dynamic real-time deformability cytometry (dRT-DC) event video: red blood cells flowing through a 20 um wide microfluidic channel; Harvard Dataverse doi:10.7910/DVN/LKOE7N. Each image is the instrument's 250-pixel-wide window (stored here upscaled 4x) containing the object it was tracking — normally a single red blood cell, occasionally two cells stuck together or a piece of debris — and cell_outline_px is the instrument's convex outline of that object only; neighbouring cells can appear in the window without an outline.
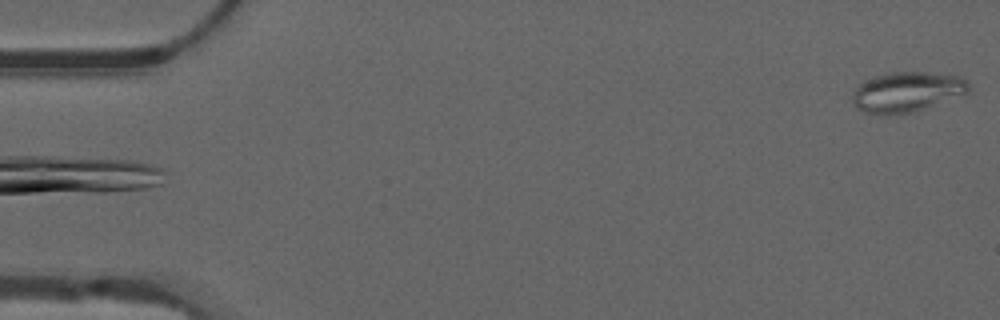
{"species": "common noctule bat (a hibernating species)", "species_latin": "Nyctalus noctula", "temperature_condition": "warm", "stored_images_in_passage": 42, "camera_frame_rate_fps": 3000, "um_per_image_px": 0.085, "animal": {"sex": "male", "forearm_length_mm": 52.5}, "frame": {"image": 1, "passage_image": 1, "time_ms": 0.0, "image_size_px": [1000, 320], "cell_outline_px": [[968, 92], [964, 96], [912, 112], [884, 116], [864, 112], [856, 108], [852, 104], [852, 92], [856, 84], [872, 76], [888, 72], [928, 72], [956, 76], [968, 80]], "centroid_in_image_um": [77.03, 7.82], "position_along_channel_um": 8.0, "area_um2": 27.86}}
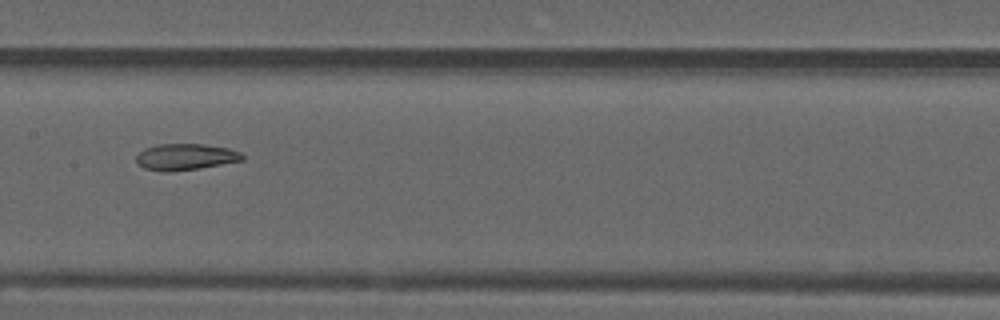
{"frame": {"image": 2, "passage_image": 27, "time_ms": 8.667, "image_size_px": [1000, 320], "cell_outline_px": [[244, 160], [200, 168], [172, 172], [164, 172], [144, 168], [136, 164], [136, 156], [144, 148], [156, 144], [204, 144], [228, 148], [240, 152], [244, 156]], "centroid_in_image_um": [15.74, 13.34], "position_along_channel_um": 191.7, "area_um2": 16.47}}
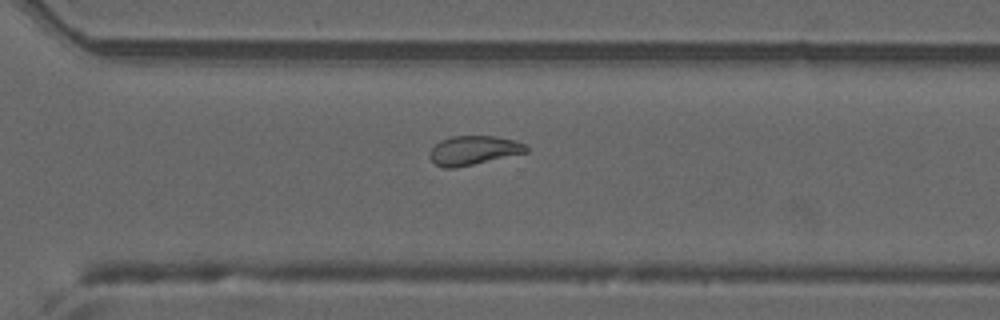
{"frame": {"image": 3, "passage_image": 38, "time_ms": 12.333, "image_size_px": [1000, 320], "cell_outline_px": [[528, 152], [456, 168], [444, 168], [436, 164], [428, 156], [432, 148], [440, 140], [452, 136], [496, 136], [512, 140], [524, 144], [528, 148]], "centroid_in_image_um": [40.23, 12.78], "position_along_channel_um": 330.4, "area_um2": 16.24}, "authors_computed_cell_mechanics": {"area_um2": 18.4671, "velocity_mm_per_s": 3.7968, "shape_relaxation_time_tau1_ms": null, "shape_relaxation_time_tau2_ms": 4.4275, "deformation_change_tau1": null, "deformation_change_tau2": 0.1042}}